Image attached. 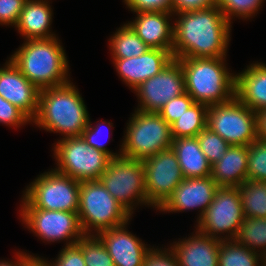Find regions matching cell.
<instances>
[{
    "mask_svg": "<svg viewBox=\"0 0 266 266\" xmlns=\"http://www.w3.org/2000/svg\"><path fill=\"white\" fill-rule=\"evenodd\" d=\"M174 17V59L227 56L232 25L218 6L181 12Z\"/></svg>",
    "mask_w": 266,
    "mask_h": 266,
    "instance_id": "cell-1",
    "label": "cell"
},
{
    "mask_svg": "<svg viewBox=\"0 0 266 266\" xmlns=\"http://www.w3.org/2000/svg\"><path fill=\"white\" fill-rule=\"evenodd\" d=\"M85 102L71 80L65 84L40 90L39 108L32 120L35 126L64 138L79 137L89 123Z\"/></svg>",
    "mask_w": 266,
    "mask_h": 266,
    "instance_id": "cell-2",
    "label": "cell"
},
{
    "mask_svg": "<svg viewBox=\"0 0 266 266\" xmlns=\"http://www.w3.org/2000/svg\"><path fill=\"white\" fill-rule=\"evenodd\" d=\"M58 36L24 40L8 59L39 90L70 81L68 59Z\"/></svg>",
    "mask_w": 266,
    "mask_h": 266,
    "instance_id": "cell-3",
    "label": "cell"
},
{
    "mask_svg": "<svg viewBox=\"0 0 266 266\" xmlns=\"http://www.w3.org/2000/svg\"><path fill=\"white\" fill-rule=\"evenodd\" d=\"M226 59H177L183 69L185 91L194 102L210 106L229 102L235 97V74L226 66Z\"/></svg>",
    "mask_w": 266,
    "mask_h": 266,
    "instance_id": "cell-4",
    "label": "cell"
},
{
    "mask_svg": "<svg viewBox=\"0 0 266 266\" xmlns=\"http://www.w3.org/2000/svg\"><path fill=\"white\" fill-rule=\"evenodd\" d=\"M78 218L85 235L130 222L132 215L106 190L99 180L81 181Z\"/></svg>",
    "mask_w": 266,
    "mask_h": 266,
    "instance_id": "cell-5",
    "label": "cell"
},
{
    "mask_svg": "<svg viewBox=\"0 0 266 266\" xmlns=\"http://www.w3.org/2000/svg\"><path fill=\"white\" fill-rule=\"evenodd\" d=\"M131 116L120 145L122 157L143 160L172 147L171 126L158 113L135 109Z\"/></svg>",
    "mask_w": 266,
    "mask_h": 266,
    "instance_id": "cell-6",
    "label": "cell"
},
{
    "mask_svg": "<svg viewBox=\"0 0 266 266\" xmlns=\"http://www.w3.org/2000/svg\"><path fill=\"white\" fill-rule=\"evenodd\" d=\"M80 181L55 169L37 175L23 191L20 208L78 212Z\"/></svg>",
    "mask_w": 266,
    "mask_h": 266,
    "instance_id": "cell-7",
    "label": "cell"
},
{
    "mask_svg": "<svg viewBox=\"0 0 266 266\" xmlns=\"http://www.w3.org/2000/svg\"><path fill=\"white\" fill-rule=\"evenodd\" d=\"M99 181L132 216L137 206H148L142 160L122 156L112 158Z\"/></svg>",
    "mask_w": 266,
    "mask_h": 266,
    "instance_id": "cell-8",
    "label": "cell"
},
{
    "mask_svg": "<svg viewBox=\"0 0 266 266\" xmlns=\"http://www.w3.org/2000/svg\"><path fill=\"white\" fill-rule=\"evenodd\" d=\"M52 149L57 162L54 169L80 182L99 180L112 159L89 147L82 136L59 139Z\"/></svg>",
    "mask_w": 266,
    "mask_h": 266,
    "instance_id": "cell-9",
    "label": "cell"
},
{
    "mask_svg": "<svg viewBox=\"0 0 266 266\" xmlns=\"http://www.w3.org/2000/svg\"><path fill=\"white\" fill-rule=\"evenodd\" d=\"M207 127L229 145L249 146L257 139L255 111L236 97L229 102L208 107Z\"/></svg>",
    "mask_w": 266,
    "mask_h": 266,
    "instance_id": "cell-10",
    "label": "cell"
},
{
    "mask_svg": "<svg viewBox=\"0 0 266 266\" xmlns=\"http://www.w3.org/2000/svg\"><path fill=\"white\" fill-rule=\"evenodd\" d=\"M244 217L238 187H219L212 203L196 220L194 227L207 236L230 240L235 238Z\"/></svg>",
    "mask_w": 266,
    "mask_h": 266,
    "instance_id": "cell-11",
    "label": "cell"
},
{
    "mask_svg": "<svg viewBox=\"0 0 266 266\" xmlns=\"http://www.w3.org/2000/svg\"><path fill=\"white\" fill-rule=\"evenodd\" d=\"M19 212L26 228L44 242L64 240L65 246H71L85 235L76 212L40 208H20Z\"/></svg>",
    "mask_w": 266,
    "mask_h": 266,
    "instance_id": "cell-12",
    "label": "cell"
},
{
    "mask_svg": "<svg viewBox=\"0 0 266 266\" xmlns=\"http://www.w3.org/2000/svg\"><path fill=\"white\" fill-rule=\"evenodd\" d=\"M145 170V193L148 207L158 210L182 182L179 161L172 148L142 160Z\"/></svg>",
    "mask_w": 266,
    "mask_h": 266,
    "instance_id": "cell-13",
    "label": "cell"
},
{
    "mask_svg": "<svg viewBox=\"0 0 266 266\" xmlns=\"http://www.w3.org/2000/svg\"><path fill=\"white\" fill-rule=\"evenodd\" d=\"M137 110L158 111L171 99L185 93L183 69L177 59H173L163 70L135 88Z\"/></svg>",
    "mask_w": 266,
    "mask_h": 266,
    "instance_id": "cell-14",
    "label": "cell"
},
{
    "mask_svg": "<svg viewBox=\"0 0 266 266\" xmlns=\"http://www.w3.org/2000/svg\"><path fill=\"white\" fill-rule=\"evenodd\" d=\"M218 188L219 186L211 176L184 178L158 210L177 213L198 209L197 211L200 212L198 220L212 203Z\"/></svg>",
    "mask_w": 266,
    "mask_h": 266,
    "instance_id": "cell-15",
    "label": "cell"
},
{
    "mask_svg": "<svg viewBox=\"0 0 266 266\" xmlns=\"http://www.w3.org/2000/svg\"><path fill=\"white\" fill-rule=\"evenodd\" d=\"M128 223L102 230L96 236L109 252L115 266H143L145 257L152 247L133 235L127 229Z\"/></svg>",
    "mask_w": 266,
    "mask_h": 266,
    "instance_id": "cell-16",
    "label": "cell"
},
{
    "mask_svg": "<svg viewBox=\"0 0 266 266\" xmlns=\"http://www.w3.org/2000/svg\"><path fill=\"white\" fill-rule=\"evenodd\" d=\"M0 95L18 107L31 120H33L39 108L40 90L31 83L12 63L6 60L0 68Z\"/></svg>",
    "mask_w": 266,
    "mask_h": 266,
    "instance_id": "cell-17",
    "label": "cell"
},
{
    "mask_svg": "<svg viewBox=\"0 0 266 266\" xmlns=\"http://www.w3.org/2000/svg\"><path fill=\"white\" fill-rule=\"evenodd\" d=\"M173 55L162 49L150 48L139 57L112 59L118 76L131 90L159 74L173 60Z\"/></svg>",
    "mask_w": 266,
    "mask_h": 266,
    "instance_id": "cell-18",
    "label": "cell"
},
{
    "mask_svg": "<svg viewBox=\"0 0 266 266\" xmlns=\"http://www.w3.org/2000/svg\"><path fill=\"white\" fill-rule=\"evenodd\" d=\"M172 16V12H138L135 19L127 24L148 47L167 50L172 54Z\"/></svg>",
    "mask_w": 266,
    "mask_h": 266,
    "instance_id": "cell-19",
    "label": "cell"
},
{
    "mask_svg": "<svg viewBox=\"0 0 266 266\" xmlns=\"http://www.w3.org/2000/svg\"><path fill=\"white\" fill-rule=\"evenodd\" d=\"M194 233L170 244L178 266H218L220 240L198 231Z\"/></svg>",
    "mask_w": 266,
    "mask_h": 266,
    "instance_id": "cell-20",
    "label": "cell"
},
{
    "mask_svg": "<svg viewBox=\"0 0 266 266\" xmlns=\"http://www.w3.org/2000/svg\"><path fill=\"white\" fill-rule=\"evenodd\" d=\"M235 74V97L255 112L266 107V64L256 61Z\"/></svg>",
    "mask_w": 266,
    "mask_h": 266,
    "instance_id": "cell-21",
    "label": "cell"
},
{
    "mask_svg": "<svg viewBox=\"0 0 266 266\" xmlns=\"http://www.w3.org/2000/svg\"><path fill=\"white\" fill-rule=\"evenodd\" d=\"M53 14L50 0H26L15 28L25 40L55 37L51 31Z\"/></svg>",
    "mask_w": 266,
    "mask_h": 266,
    "instance_id": "cell-22",
    "label": "cell"
},
{
    "mask_svg": "<svg viewBox=\"0 0 266 266\" xmlns=\"http://www.w3.org/2000/svg\"><path fill=\"white\" fill-rule=\"evenodd\" d=\"M248 146L230 145L212 165L211 177L219 187H238L247 179Z\"/></svg>",
    "mask_w": 266,
    "mask_h": 266,
    "instance_id": "cell-23",
    "label": "cell"
},
{
    "mask_svg": "<svg viewBox=\"0 0 266 266\" xmlns=\"http://www.w3.org/2000/svg\"><path fill=\"white\" fill-rule=\"evenodd\" d=\"M171 148L177 156L184 178L211 176L212 165L203 154L197 137L173 139Z\"/></svg>",
    "mask_w": 266,
    "mask_h": 266,
    "instance_id": "cell-24",
    "label": "cell"
},
{
    "mask_svg": "<svg viewBox=\"0 0 266 266\" xmlns=\"http://www.w3.org/2000/svg\"><path fill=\"white\" fill-rule=\"evenodd\" d=\"M108 41L112 59L139 57L150 49L127 23L116 29Z\"/></svg>",
    "mask_w": 266,
    "mask_h": 266,
    "instance_id": "cell-25",
    "label": "cell"
},
{
    "mask_svg": "<svg viewBox=\"0 0 266 266\" xmlns=\"http://www.w3.org/2000/svg\"><path fill=\"white\" fill-rule=\"evenodd\" d=\"M208 105L194 102L171 126L173 139L196 137L207 127Z\"/></svg>",
    "mask_w": 266,
    "mask_h": 266,
    "instance_id": "cell-26",
    "label": "cell"
},
{
    "mask_svg": "<svg viewBox=\"0 0 266 266\" xmlns=\"http://www.w3.org/2000/svg\"><path fill=\"white\" fill-rule=\"evenodd\" d=\"M238 189L244 216L266 218V182L246 179Z\"/></svg>",
    "mask_w": 266,
    "mask_h": 266,
    "instance_id": "cell-27",
    "label": "cell"
},
{
    "mask_svg": "<svg viewBox=\"0 0 266 266\" xmlns=\"http://www.w3.org/2000/svg\"><path fill=\"white\" fill-rule=\"evenodd\" d=\"M258 261H261L258 252L237 243L234 239L220 240L218 266H261Z\"/></svg>",
    "mask_w": 266,
    "mask_h": 266,
    "instance_id": "cell-28",
    "label": "cell"
},
{
    "mask_svg": "<svg viewBox=\"0 0 266 266\" xmlns=\"http://www.w3.org/2000/svg\"><path fill=\"white\" fill-rule=\"evenodd\" d=\"M234 240L261 254L266 250V218L244 217Z\"/></svg>",
    "mask_w": 266,
    "mask_h": 266,
    "instance_id": "cell-29",
    "label": "cell"
},
{
    "mask_svg": "<svg viewBox=\"0 0 266 266\" xmlns=\"http://www.w3.org/2000/svg\"><path fill=\"white\" fill-rule=\"evenodd\" d=\"M82 250L86 266H115L101 240L94 235H84L77 243Z\"/></svg>",
    "mask_w": 266,
    "mask_h": 266,
    "instance_id": "cell-30",
    "label": "cell"
},
{
    "mask_svg": "<svg viewBox=\"0 0 266 266\" xmlns=\"http://www.w3.org/2000/svg\"><path fill=\"white\" fill-rule=\"evenodd\" d=\"M264 2L265 0H218L217 6L232 24L231 20L235 17L242 18L241 20L255 17Z\"/></svg>",
    "mask_w": 266,
    "mask_h": 266,
    "instance_id": "cell-31",
    "label": "cell"
},
{
    "mask_svg": "<svg viewBox=\"0 0 266 266\" xmlns=\"http://www.w3.org/2000/svg\"><path fill=\"white\" fill-rule=\"evenodd\" d=\"M247 179L266 182V141L256 139L248 146Z\"/></svg>",
    "mask_w": 266,
    "mask_h": 266,
    "instance_id": "cell-32",
    "label": "cell"
},
{
    "mask_svg": "<svg viewBox=\"0 0 266 266\" xmlns=\"http://www.w3.org/2000/svg\"><path fill=\"white\" fill-rule=\"evenodd\" d=\"M200 148L211 165L226 153L230 145L214 131L206 127L197 136Z\"/></svg>",
    "mask_w": 266,
    "mask_h": 266,
    "instance_id": "cell-33",
    "label": "cell"
},
{
    "mask_svg": "<svg viewBox=\"0 0 266 266\" xmlns=\"http://www.w3.org/2000/svg\"><path fill=\"white\" fill-rule=\"evenodd\" d=\"M96 126H92V122L89 119V123L87 125V127L83 130L82 133V138L86 141V143L89 145V147L91 148H95L96 150L102 151L105 154L109 155L111 158H116V157H120L121 156V148L118 150L119 152H112L111 150H109L105 144H103V142L101 143V139H99L100 136H102V131L103 129L102 126L106 125L109 129V131L112 129L113 127V123L112 122H100L98 121V123H96ZM103 124V125H102Z\"/></svg>",
    "mask_w": 266,
    "mask_h": 266,
    "instance_id": "cell-34",
    "label": "cell"
},
{
    "mask_svg": "<svg viewBox=\"0 0 266 266\" xmlns=\"http://www.w3.org/2000/svg\"><path fill=\"white\" fill-rule=\"evenodd\" d=\"M194 103L193 98L187 93L169 100L159 111L158 114L171 125Z\"/></svg>",
    "mask_w": 266,
    "mask_h": 266,
    "instance_id": "cell-35",
    "label": "cell"
},
{
    "mask_svg": "<svg viewBox=\"0 0 266 266\" xmlns=\"http://www.w3.org/2000/svg\"><path fill=\"white\" fill-rule=\"evenodd\" d=\"M0 123L13 128H21L28 123L32 124V120L0 95Z\"/></svg>",
    "mask_w": 266,
    "mask_h": 266,
    "instance_id": "cell-36",
    "label": "cell"
},
{
    "mask_svg": "<svg viewBox=\"0 0 266 266\" xmlns=\"http://www.w3.org/2000/svg\"><path fill=\"white\" fill-rule=\"evenodd\" d=\"M48 266H86L81 248L77 244L64 246L54 260L41 258Z\"/></svg>",
    "mask_w": 266,
    "mask_h": 266,
    "instance_id": "cell-37",
    "label": "cell"
},
{
    "mask_svg": "<svg viewBox=\"0 0 266 266\" xmlns=\"http://www.w3.org/2000/svg\"><path fill=\"white\" fill-rule=\"evenodd\" d=\"M133 13L172 12V0H123Z\"/></svg>",
    "mask_w": 266,
    "mask_h": 266,
    "instance_id": "cell-38",
    "label": "cell"
},
{
    "mask_svg": "<svg viewBox=\"0 0 266 266\" xmlns=\"http://www.w3.org/2000/svg\"><path fill=\"white\" fill-rule=\"evenodd\" d=\"M26 0H0V24L16 26Z\"/></svg>",
    "mask_w": 266,
    "mask_h": 266,
    "instance_id": "cell-39",
    "label": "cell"
},
{
    "mask_svg": "<svg viewBox=\"0 0 266 266\" xmlns=\"http://www.w3.org/2000/svg\"><path fill=\"white\" fill-rule=\"evenodd\" d=\"M143 266H178L174 252L168 248L154 246L147 253Z\"/></svg>",
    "mask_w": 266,
    "mask_h": 266,
    "instance_id": "cell-40",
    "label": "cell"
},
{
    "mask_svg": "<svg viewBox=\"0 0 266 266\" xmlns=\"http://www.w3.org/2000/svg\"><path fill=\"white\" fill-rule=\"evenodd\" d=\"M218 5V0H172V13L195 11Z\"/></svg>",
    "mask_w": 266,
    "mask_h": 266,
    "instance_id": "cell-41",
    "label": "cell"
},
{
    "mask_svg": "<svg viewBox=\"0 0 266 266\" xmlns=\"http://www.w3.org/2000/svg\"><path fill=\"white\" fill-rule=\"evenodd\" d=\"M16 260L15 261H6L0 260V266H27V264L34 258V257H39L36 256L34 254L31 255V253H26V252H22V251H17L16 252Z\"/></svg>",
    "mask_w": 266,
    "mask_h": 266,
    "instance_id": "cell-42",
    "label": "cell"
},
{
    "mask_svg": "<svg viewBox=\"0 0 266 266\" xmlns=\"http://www.w3.org/2000/svg\"><path fill=\"white\" fill-rule=\"evenodd\" d=\"M256 114L257 139L266 141V107L259 109Z\"/></svg>",
    "mask_w": 266,
    "mask_h": 266,
    "instance_id": "cell-43",
    "label": "cell"
},
{
    "mask_svg": "<svg viewBox=\"0 0 266 266\" xmlns=\"http://www.w3.org/2000/svg\"><path fill=\"white\" fill-rule=\"evenodd\" d=\"M27 266H48L41 257H34Z\"/></svg>",
    "mask_w": 266,
    "mask_h": 266,
    "instance_id": "cell-44",
    "label": "cell"
},
{
    "mask_svg": "<svg viewBox=\"0 0 266 266\" xmlns=\"http://www.w3.org/2000/svg\"><path fill=\"white\" fill-rule=\"evenodd\" d=\"M261 266H266V250L263 251L261 254Z\"/></svg>",
    "mask_w": 266,
    "mask_h": 266,
    "instance_id": "cell-45",
    "label": "cell"
}]
</instances>
